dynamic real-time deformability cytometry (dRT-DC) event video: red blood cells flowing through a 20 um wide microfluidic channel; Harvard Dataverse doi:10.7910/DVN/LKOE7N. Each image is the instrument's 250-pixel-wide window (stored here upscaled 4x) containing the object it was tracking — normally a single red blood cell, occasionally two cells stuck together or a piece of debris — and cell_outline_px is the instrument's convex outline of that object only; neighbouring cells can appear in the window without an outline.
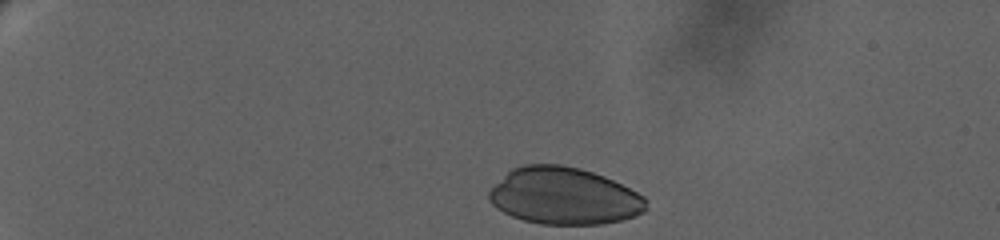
{"species": "human", "species_latin": "Homo sapiens", "temperature_condition": "warm", "stored_images_in_passage": 9, "camera_frame_rate_fps": 3000, "um_per_image_px": 0.085, "donor": {"sex": "female"}, "frame": {"image": 1, "passage_image": 1, "time_ms": 0.0, "image_size_px": [1000, 240], "cell_outline_px": [[648, 208], [644, 212], [636, 216], [620, 220], [600, 224], [540, 224], [524, 220], [512, 216], [496, 208], [488, 200], [488, 192], [512, 168], [524, 164], [560, 164], [580, 168], [604, 176], [644, 196], [648, 200]], "centroid_in_image_um": [47.96, 16.66], "position_along_channel_um": 37.0, "area_um2": 52.14}}
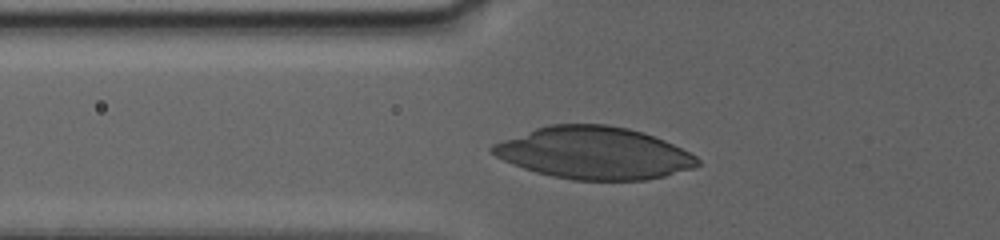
{"frame": {"image": 2, "passage_image": 6, "time_ms": 4.0, "image_size_px": [1000, 240], "cell_outline_px": [[700, 164], [692, 168], [664, 176], [644, 180], [572, 180], [552, 176], [536, 172], [512, 164], [488, 152], [488, 148], [492, 144], [536, 128], [548, 124], [604, 124], [628, 128], [644, 132], [664, 140], [696, 156], [700, 160]], "centroid_in_image_um": [50.46, 13.0], "position_along_channel_um": 75.3, "area_um2": 62.25}}
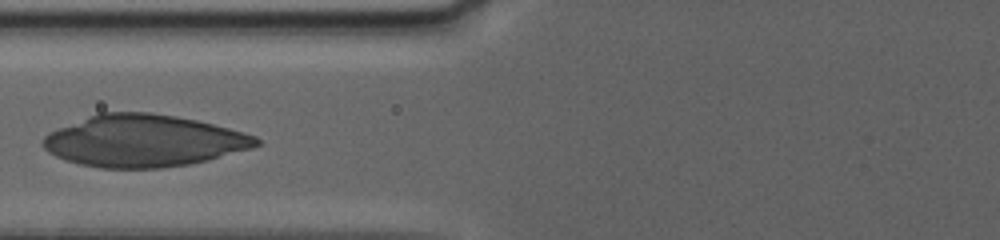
{"frame": {"image": 3, "passage_image": 8, "time_ms": 5.333, "image_size_px": [1000, 240], "cell_outline_px": [[260, 144], [252, 148], [208, 160], [188, 164], [160, 168], [100, 168], [80, 164], [56, 156], [48, 152], [44, 148], [40, 140], [48, 132], [88, 116], [100, 112], [152, 112], [176, 116], [196, 120], [244, 132], [256, 136], [260, 140]], "centroid_in_image_um": [12.19, 11.97], "position_along_channel_um": 113.6, "area_um2": 64.56}}